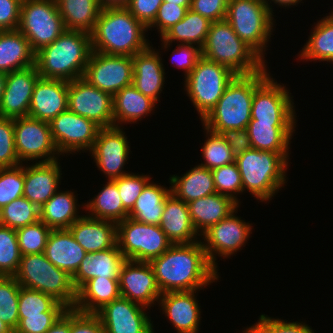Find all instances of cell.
Wrapping results in <instances>:
<instances>
[{"label":"cell","mask_w":333,"mask_h":333,"mask_svg":"<svg viewBox=\"0 0 333 333\" xmlns=\"http://www.w3.org/2000/svg\"><path fill=\"white\" fill-rule=\"evenodd\" d=\"M123 128L112 126L100 128L92 149L94 161L106 177L113 180L126 175L123 171L129 155V142Z\"/></svg>","instance_id":"18"},{"label":"cell","mask_w":333,"mask_h":333,"mask_svg":"<svg viewBox=\"0 0 333 333\" xmlns=\"http://www.w3.org/2000/svg\"><path fill=\"white\" fill-rule=\"evenodd\" d=\"M169 180L171 193L185 203L216 193L211 170L199 165L182 177L172 175Z\"/></svg>","instance_id":"35"},{"label":"cell","mask_w":333,"mask_h":333,"mask_svg":"<svg viewBox=\"0 0 333 333\" xmlns=\"http://www.w3.org/2000/svg\"><path fill=\"white\" fill-rule=\"evenodd\" d=\"M18 30L34 53L51 44L66 30L56 0H23Z\"/></svg>","instance_id":"10"},{"label":"cell","mask_w":333,"mask_h":333,"mask_svg":"<svg viewBox=\"0 0 333 333\" xmlns=\"http://www.w3.org/2000/svg\"><path fill=\"white\" fill-rule=\"evenodd\" d=\"M211 172L216 192L231 197L239 204L236 194L242 193V181L236 163L215 168Z\"/></svg>","instance_id":"49"},{"label":"cell","mask_w":333,"mask_h":333,"mask_svg":"<svg viewBox=\"0 0 333 333\" xmlns=\"http://www.w3.org/2000/svg\"><path fill=\"white\" fill-rule=\"evenodd\" d=\"M51 135L59 154L91 150L100 127L93 121L69 110L51 122Z\"/></svg>","instance_id":"17"},{"label":"cell","mask_w":333,"mask_h":333,"mask_svg":"<svg viewBox=\"0 0 333 333\" xmlns=\"http://www.w3.org/2000/svg\"><path fill=\"white\" fill-rule=\"evenodd\" d=\"M164 2H169L170 4H177L179 6H185L190 9L191 0H163Z\"/></svg>","instance_id":"64"},{"label":"cell","mask_w":333,"mask_h":333,"mask_svg":"<svg viewBox=\"0 0 333 333\" xmlns=\"http://www.w3.org/2000/svg\"><path fill=\"white\" fill-rule=\"evenodd\" d=\"M64 312H42V315L25 316L14 333H45Z\"/></svg>","instance_id":"54"},{"label":"cell","mask_w":333,"mask_h":333,"mask_svg":"<svg viewBox=\"0 0 333 333\" xmlns=\"http://www.w3.org/2000/svg\"><path fill=\"white\" fill-rule=\"evenodd\" d=\"M68 110L93 121L100 128L114 126L113 96L84 78L69 81Z\"/></svg>","instance_id":"15"},{"label":"cell","mask_w":333,"mask_h":333,"mask_svg":"<svg viewBox=\"0 0 333 333\" xmlns=\"http://www.w3.org/2000/svg\"><path fill=\"white\" fill-rule=\"evenodd\" d=\"M76 195L57 191L41 208L40 220L50 229H68L78 218Z\"/></svg>","instance_id":"38"},{"label":"cell","mask_w":333,"mask_h":333,"mask_svg":"<svg viewBox=\"0 0 333 333\" xmlns=\"http://www.w3.org/2000/svg\"><path fill=\"white\" fill-rule=\"evenodd\" d=\"M221 137L228 143L235 157L252 148L249 132L243 130H225L220 133Z\"/></svg>","instance_id":"60"},{"label":"cell","mask_w":333,"mask_h":333,"mask_svg":"<svg viewBox=\"0 0 333 333\" xmlns=\"http://www.w3.org/2000/svg\"><path fill=\"white\" fill-rule=\"evenodd\" d=\"M236 76L229 68L203 56L185 78V91L202 120L222 97L227 85Z\"/></svg>","instance_id":"9"},{"label":"cell","mask_w":333,"mask_h":333,"mask_svg":"<svg viewBox=\"0 0 333 333\" xmlns=\"http://www.w3.org/2000/svg\"><path fill=\"white\" fill-rule=\"evenodd\" d=\"M103 5H117L124 4L126 0H101Z\"/></svg>","instance_id":"66"},{"label":"cell","mask_w":333,"mask_h":333,"mask_svg":"<svg viewBox=\"0 0 333 333\" xmlns=\"http://www.w3.org/2000/svg\"><path fill=\"white\" fill-rule=\"evenodd\" d=\"M68 308L43 292L20 286L19 321L25 316L42 315V312H65Z\"/></svg>","instance_id":"42"},{"label":"cell","mask_w":333,"mask_h":333,"mask_svg":"<svg viewBox=\"0 0 333 333\" xmlns=\"http://www.w3.org/2000/svg\"><path fill=\"white\" fill-rule=\"evenodd\" d=\"M301 60L333 63V12L315 24L310 37L299 54Z\"/></svg>","instance_id":"41"},{"label":"cell","mask_w":333,"mask_h":333,"mask_svg":"<svg viewBox=\"0 0 333 333\" xmlns=\"http://www.w3.org/2000/svg\"><path fill=\"white\" fill-rule=\"evenodd\" d=\"M87 254L112 248L116 243L117 224L81 215L69 228Z\"/></svg>","instance_id":"26"},{"label":"cell","mask_w":333,"mask_h":333,"mask_svg":"<svg viewBox=\"0 0 333 333\" xmlns=\"http://www.w3.org/2000/svg\"><path fill=\"white\" fill-rule=\"evenodd\" d=\"M60 162H36L24 165L23 196L41 208L59 189Z\"/></svg>","instance_id":"24"},{"label":"cell","mask_w":333,"mask_h":333,"mask_svg":"<svg viewBox=\"0 0 333 333\" xmlns=\"http://www.w3.org/2000/svg\"><path fill=\"white\" fill-rule=\"evenodd\" d=\"M117 245L126 260L150 262L172 243L159 225L145 224L127 217L117 223Z\"/></svg>","instance_id":"11"},{"label":"cell","mask_w":333,"mask_h":333,"mask_svg":"<svg viewBox=\"0 0 333 333\" xmlns=\"http://www.w3.org/2000/svg\"><path fill=\"white\" fill-rule=\"evenodd\" d=\"M24 165L0 168V209L23 196Z\"/></svg>","instance_id":"48"},{"label":"cell","mask_w":333,"mask_h":333,"mask_svg":"<svg viewBox=\"0 0 333 333\" xmlns=\"http://www.w3.org/2000/svg\"><path fill=\"white\" fill-rule=\"evenodd\" d=\"M265 2V4L267 5V8L270 10L271 13H273L272 10V5L270 6V3H268L269 0H263ZM273 1L275 4H278V6H284V7H288L291 5H298L302 0H271ZM299 2V3H298Z\"/></svg>","instance_id":"62"},{"label":"cell","mask_w":333,"mask_h":333,"mask_svg":"<svg viewBox=\"0 0 333 333\" xmlns=\"http://www.w3.org/2000/svg\"><path fill=\"white\" fill-rule=\"evenodd\" d=\"M159 226L172 244H190L199 241L197 236L200 235L192 224L187 203L171 192L165 198Z\"/></svg>","instance_id":"27"},{"label":"cell","mask_w":333,"mask_h":333,"mask_svg":"<svg viewBox=\"0 0 333 333\" xmlns=\"http://www.w3.org/2000/svg\"><path fill=\"white\" fill-rule=\"evenodd\" d=\"M35 65V53L19 30L0 31V71L9 73Z\"/></svg>","instance_id":"31"},{"label":"cell","mask_w":333,"mask_h":333,"mask_svg":"<svg viewBox=\"0 0 333 333\" xmlns=\"http://www.w3.org/2000/svg\"><path fill=\"white\" fill-rule=\"evenodd\" d=\"M284 84L268 75L254 90L251 120L272 125H296L294 102Z\"/></svg>","instance_id":"12"},{"label":"cell","mask_w":333,"mask_h":333,"mask_svg":"<svg viewBox=\"0 0 333 333\" xmlns=\"http://www.w3.org/2000/svg\"><path fill=\"white\" fill-rule=\"evenodd\" d=\"M15 149L22 164L26 160L51 162L60 155L51 135L49 122L29 116L13 119ZM43 158V159H42ZM42 159V160H41Z\"/></svg>","instance_id":"13"},{"label":"cell","mask_w":333,"mask_h":333,"mask_svg":"<svg viewBox=\"0 0 333 333\" xmlns=\"http://www.w3.org/2000/svg\"><path fill=\"white\" fill-rule=\"evenodd\" d=\"M44 254L57 268L73 276L87 253L69 229H52Z\"/></svg>","instance_id":"29"},{"label":"cell","mask_w":333,"mask_h":333,"mask_svg":"<svg viewBox=\"0 0 333 333\" xmlns=\"http://www.w3.org/2000/svg\"><path fill=\"white\" fill-rule=\"evenodd\" d=\"M149 175H140L129 173L121 176L120 178L113 179L117 185L123 207L130 212L139 195L151 181Z\"/></svg>","instance_id":"50"},{"label":"cell","mask_w":333,"mask_h":333,"mask_svg":"<svg viewBox=\"0 0 333 333\" xmlns=\"http://www.w3.org/2000/svg\"><path fill=\"white\" fill-rule=\"evenodd\" d=\"M289 153L250 148L235 157L242 181V193L250 192L257 200L267 201L281 190L286 181Z\"/></svg>","instance_id":"5"},{"label":"cell","mask_w":333,"mask_h":333,"mask_svg":"<svg viewBox=\"0 0 333 333\" xmlns=\"http://www.w3.org/2000/svg\"><path fill=\"white\" fill-rule=\"evenodd\" d=\"M0 333H14V331L0 319Z\"/></svg>","instance_id":"65"},{"label":"cell","mask_w":333,"mask_h":333,"mask_svg":"<svg viewBox=\"0 0 333 333\" xmlns=\"http://www.w3.org/2000/svg\"><path fill=\"white\" fill-rule=\"evenodd\" d=\"M146 307L119 297L105 304L96 314L99 316L104 333H154Z\"/></svg>","instance_id":"19"},{"label":"cell","mask_w":333,"mask_h":333,"mask_svg":"<svg viewBox=\"0 0 333 333\" xmlns=\"http://www.w3.org/2000/svg\"><path fill=\"white\" fill-rule=\"evenodd\" d=\"M126 258L121 253L117 243L104 251L87 254L72 276V283L78 291L92 278H119L120 270Z\"/></svg>","instance_id":"28"},{"label":"cell","mask_w":333,"mask_h":333,"mask_svg":"<svg viewBox=\"0 0 333 333\" xmlns=\"http://www.w3.org/2000/svg\"><path fill=\"white\" fill-rule=\"evenodd\" d=\"M23 0H0V31L18 30Z\"/></svg>","instance_id":"59"},{"label":"cell","mask_w":333,"mask_h":333,"mask_svg":"<svg viewBox=\"0 0 333 333\" xmlns=\"http://www.w3.org/2000/svg\"><path fill=\"white\" fill-rule=\"evenodd\" d=\"M70 333H104V328L96 313L70 308Z\"/></svg>","instance_id":"55"},{"label":"cell","mask_w":333,"mask_h":333,"mask_svg":"<svg viewBox=\"0 0 333 333\" xmlns=\"http://www.w3.org/2000/svg\"><path fill=\"white\" fill-rule=\"evenodd\" d=\"M237 208L226 218L205 231L202 241L209 262L217 269L216 255L229 258L247 243L252 234L251 225L236 217ZM235 213V214H234ZM229 256V257H228Z\"/></svg>","instance_id":"16"},{"label":"cell","mask_w":333,"mask_h":333,"mask_svg":"<svg viewBox=\"0 0 333 333\" xmlns=\"http://www.w3.org/2000/svg\"><path fill=\"white\" fill-rule=\"evenodd\" d=\"M66 30L92 33L103 7L101 0H56Z\"/></svg>","instance_id":"36"},{"label":"cell","mask_w":333,"mask_h":333,"mask_svg":"<svg viewBox=\"0 0 333 333\" xmlns=\"http://www.w3.org/2000/svg\"><path fill=\"white\" fill-rule=\"evenodd\" d=\"M157 103L136 89L133 84L123 87L113 96L114 126L136 123L150 114Z\"/></svg>","instance_id":"32"},{"label":"cell","mask_w":333,"mask_h":333,"mask_svg":"<svg viewBox=\"0 0 333 333\" xmlns=\"http://www.w3.org/2000/svg\"><path fill=\"white\" fill-rule=\"evenodd\" d=\"M21 256L16 230L0 224V276H15Z\"/></svg>","instance_id":"46"},{"label":"cell","mask_w":333,"mask_h":333,"mask_svg":"<svg viewBox=\"0 0 333 333\" xmlns=\"http://www.w3.org/2000/svg\"><path fill=\"white\" fill-rule=\"evenodd\" d=\"M92 200V201H91ZM84 208L90 213L87 216L119 223L128 217V211L123 207L117 185L113 180H108L98 195L90 199Z\"/></svg>","instance_id":"39"},{"label":"cell","mask_w":333,"mask_h":333,"mask_svg":"<svg viewBox=\"0 0 333 333\" xmlns=\"http://www.w3.org/2000/svg\"><path fill=\"white\" fill-rule=\"evenodd\" d=\"M158 51L152 45L132 57L133 86L156 103L164 88L165 69Z\"/></svg>","instance_id":"25"},{"label":"cell","mask_w":333,"mask_h":333,"mask_svg":"<svg viewBox=\"0 0 333 333\" xmlns=\"http://www.w3.org/2000/svg\"><path fill=\"white\" fill-rule=\"evenodd\" d=\"M40 220V208L24 196L0 209V224L14 230Z\"/></svg>","instance_id":"43"},{"label":"cell","mask_w":333,"mask_h":333,"mask_svg":"<svg viewBox=\"0 0 333 333\" xmlns=\"http://www.w3.org/2000/svg\"><path fill=\"white\" fill-rule=\"evenodd\" d=\"M83 78L92 86L114 96L123 87L132 84V57L92 51Z\"/></svg>","instance_id":"14"},{"label":"cell","mask_w":333,"mask_h":333,"mask_svg":"<svg viewBox=\"0 0 333 333\" xmlns=\"http://www.w3.org/2000/svg\"><path fill=\"white\" fill-rule=\"evenodd\" d=\"M39 77L36 65L7 73L0 117L14 119L28 116L33 89Z\"/></svg>","instance_id":"21"},{"label":"cell","mask_w":333,"mask_h":333,"mask_svg":"<svg viewBox=\"0 0 333 333\" xmlns=\"http://www.w3.org/2000/svg\"><path fill=\"white\" fill-rule=\"evenodd\" d=\"M273 16L263 0H229L225 19L238 37L264 59L275 26Z\"/></svg>","instance_id":"8"},{"label":"cell","mask_w":333,"mask_h":333,"mask_svg":"<svg viewBox=\"0 0 333 333\" xmlns=\"http://www.w3.org/2000/svg\"><path fill=\"white\" fill-rule=\"evenodd\" d=\"M20 286L52 296L67 308H74L77 291L72 276L54 266L44 253L22 255L14 276Z\"/></svg>","instance_id":"7"},{"label":"cell","mask_w":333,"mask_h":333,"mask_svg":"<svg viewBox=\"0 0 333 333\" xmlns=\"http://www.w3.org/2000/svg\"><path fill=\"white\" fill-rule=\"evenodd\" d=\"M210 24L211 21L207 18L188 9L185 17L161 36L163 48L167 49L175 41L180 44H193L202 48L205 44Z\"/></svg>","instance_id":"37"},{"label":"cell","mask_w":333,"mask_h":333,"mask_svg":"<svg viewBox=\"0 0 333 333\" xmlns=\"http://www.w3.org/2000/svg\"><path fill=\"white\" fill-rule=\"evenodd\" d=\"M192 224L201 236L239 207L231 197L214 193L187 203Z\"/></svg>","instance_id":"30"},{"label":"cell","mask_w":333,"mask_h":333,"mask_svg":"<svg viewBox=\"0 0 333 333\" xmlns=\"http://www.w3.org/2000/svg\"><path fill=\"white\" fill-rule=\"evenodd\" d=\"M69 81L39 77L35 83L28 116L51 122L68 110Z\"/></svg>","instance_id":"22"},{"label":"cell","mask_w":333,"mask_h":333,"mask_svg":"<svg viewBox=\"0 0 333 333\" xmlns=\"http://www.w3.org/2000/svg\"><path fill=\"white\" fill-rule=\"evenodd\" d=\"M204 130H206L207 139L204 142L201 153L205 162L199 164V166L213 170L234 163L235 156L232 153V149L221 135L208 129Z\"/></svg>","instance_id":"45"},{"label":"cell","mask_w":333,"mask_h":333,"mask_svg":"<svg viewBox=\"0 0 333 333\" xmlns=\"http://www.w3.org/2000/svg\"><path fill=\"white\" fill-rule=\"evenodd\" d=\"M296 125H272L250 120L247 126L251 146L260 151L288 153Z\"/></svg>","instance_id":"33"},{"label":"cell","mask_w":333,"mask_h":333,"mask_svg":"<svg viewBox=\"0 0 333 333\" xmlns=\"http://www.w3.org/2000/svg\"><path fill=\"white\" fill-rule=\"evenodd\" d=\"M50 229L41 220L16 230L22 255L44 253Z\"/></svg>","instance_id":"47"},{"label":"cell","mask_w":333,"mask_h":333,"mask_svg":"<svg viewBox=\"0 0 333 333\" xmlns=\"http://www.w3.org/2000/svg\"><path fill=\"white\" fill-rule=\"evenodd\" d=\"M119 278H92L78 291L74 309L96 313L105 304L120 297Z\"/></svg>","instance_id":"34"},{"label":"cell","mask_w":333,"mask_h":333,"mask_svg":"<svg viewBox=\"0 0 333 333\" xmlns=\"http://www.w3.org/2000/svg\"><path fill=\"white\" fill-rule=\"evenodd\" d=\"M91 53L90 33L65 30L35 53V65L40 77L73 81L83 78Z\"/></svg>","instance_id":"3"},{"label":"cell","mask_w":333,"mask_h":333,"mask_svg":"<svg viewBox=\"0 0 333 333\" xmlns=\"http://www.w3.org/2000/svg\"><path fill=\"white\" fill-rule=\"evenodd\" d=\"M268 75L266 67L251 75H236L216 106L201 120L204 128L217 134L247 129L254 90Z\"/></svg>","instance_id":"4"},{"label":"cell","mask_w":333,"mask_h":333,"mask_svg":"<svg viewBox=\"0 0 333 333\" xmlns=\"http://www.w3.org/2000/svg\"><path fill=\"white\" fill-rule=\"evenodd\" d=\"M14 138V125L12 118L0 117V168L19 166Z\"/></svg>","instance_id":"52"},{"label":"cell","mask_w":333,"mask_h":333,"mask_svg":"<svg viewBox=\"0 0 333 333\" xmlns=\"http://www.w3.org/2000/svg\"><path fill=\"white\" fill-rule=\"evenodd\" d=\"M243 333H315L306 323L288 322L279 318L260 315L259 321L247 327Z\"/></svg>","instance_id":"51"},{"label":"cell","mask_w":333,"mask_h":333,"mask_svg":"<svg viewBox=\"0 0 333 333\" xmlns=\"http://www.w3.org/2000/svg\"><path fill=\"white\" fill-rule=\"evenodd\" d=\"M171 189L149 182L136 200L128 217L145 224L160 225L165 198Z\"/></svg>","instance_id":"40"},{"label":"cell","mask_w":333,"mask_h":333,"mask_svg":"<svg viewBox=\"0 0 333 333\" xmlns=\"http://www.w3.org/2000/svg\"><path fill=\"white\" fill-rule=\"evenodd\" d=\"M45 333H70V308Z\"/></svg>","instance_id":"61"},{"label":"cell","mask_w":333,"mask_h":333,"mask_svg":"<svg viewBox=\"0 0 333 333\" xmlns=\"http://www.w3.org/2000/svg\"><path fill=\"white\" fill-rule=\"evenodd\" d=\"M119 290L121 297L148 309L162 294L150 263L132 260H126L121 267Z\"/></svg>","instance_id":"20"},{"label":"cell","mask_w":333,"mask_h":333,"mask_svg":"<svg viewBox=\"0 0 333 333\" xmlns=\"http://www.w3.org/2000/svg\"><path fill=\"white\" fill-rule=\"evenodd\" d=\"M147 27L123 5H103L91 33L92 51L133 57L150 46Z\"/></svg>","instance_id":"2"},{"label":"cell","mask_w":333,"mask_h":333,"mask_svg":"<svg viewBox=\"0 0 333 333\" xmlns=\"http://www.w3.org/2000/svg\"><path fill=\"white\" fill-rule=\"evenodd\" d=\"M229 0H191L190 9L211 22L224 20Z\"/></svg>","instance_id":"58"},{"label":"cell","mask_w":333,"mask_h":333,"mask_svg":"<svg viewBox=\"0 0 333 333\" xmlns=\"http://www.w3.org/2000/svg\"><path fill=\"white\" fill-rule=\"evenodd\" d=\"M20 284L14 276H0V319L13 331L19 323Z\"/></svg>","instance_id":"44"},{"label":"cell","mask_w":333,"mask_h":333,"mask_svg":"<svg viewBox=\"0 0 333 333\" xmlns=\"http://www.w3.org/2000/svg\"><path fill=\"white\" fill-rule=\"evenodd\" d=\"M6 78H7V73L0 71V104L5 90Z\"/></svg>","instance_id":"63"},{"label":"cell","mask_w":333,"mask_h":333,"mask_svg":"<svg viewBox=\"0 0 333 333\" xmlns=\"http://www.w3.org/2000/svg\"><path fill=\"white\" fill-rule=\"evenodd\" d=\"M196 290L161 294L158 304L177 333H198L201 309L195 297Z\"/></svg>","instance_id":"23"},{"label":"cell","mask_w":333,"mask_h":333,"mask_svg":"<svg viewBox=\"0 0 333 333\" xmlns=\"http://www.w3.org/2000/svg\"><path fill=\"white\" fill-rule=\"evenodd\" d=\"M202 49V56L226 66L236 75H251L263 70L267 64L235 33L224 19L211 22Z\"/></svg>","instance_id":"6"},{"label":"cell","mask_w":333,"mask_h":333,"mask_svg":"<svg viewBox=\"0 0 333 333\" xmlns=\"http://www.w3.org/2000/svg\"><path fill=\"white\" fill-rule=\"evenodd\" d=\"M161 293L199 290L218 281V269L208 260L201 240L190 244H172L151 260Z\"/></svg>","instance_id":"1"},{"label":"cell","mask_w":333,"mask_h":333,"mask_svg":"<svg viewBox=\"0 0 333 333\" xmlns=\"http://www.w3.org/2000/svg\"><path fill=\"white\" fill-rule=\"evenodd\" d=\"M185 6H179L177 4H170L169 2H162L154 21L147 27H157L160 32V37L173 25L182 20L187 12Z\"/></svg>","instance_id":"53"},{"label":"cell","mask_w":333,"mask_h":333,"mask_svg":"<svg viewBox=\"0 0 333 333\" xmlns=\"http://www.w3.org/2000/svg\"><path fill=\"white\" fill-rule=\"evenodd\" d=\"M163 0H126L123 4L146 27L155 19Z\"/></svg>","instance_id":"57"},{"label":"cell","mask_w":333,"mask_h":333,"mask_svg":"<svg viewBox=\"0 0 333 333\" xmlns=\"http://www.w3.org/2000/svg\"><path fill=\"white\" fill-rule=\"evenodd\" d=\"M176 49L172 52V58L175 60L171 64H175L178 68L185 70L184 76L185 78L189 75V73L194 69L198 60L202 57V49L199 46L193 44H177Z\"/></svg>","instance_id":"56"}]
</instances>
